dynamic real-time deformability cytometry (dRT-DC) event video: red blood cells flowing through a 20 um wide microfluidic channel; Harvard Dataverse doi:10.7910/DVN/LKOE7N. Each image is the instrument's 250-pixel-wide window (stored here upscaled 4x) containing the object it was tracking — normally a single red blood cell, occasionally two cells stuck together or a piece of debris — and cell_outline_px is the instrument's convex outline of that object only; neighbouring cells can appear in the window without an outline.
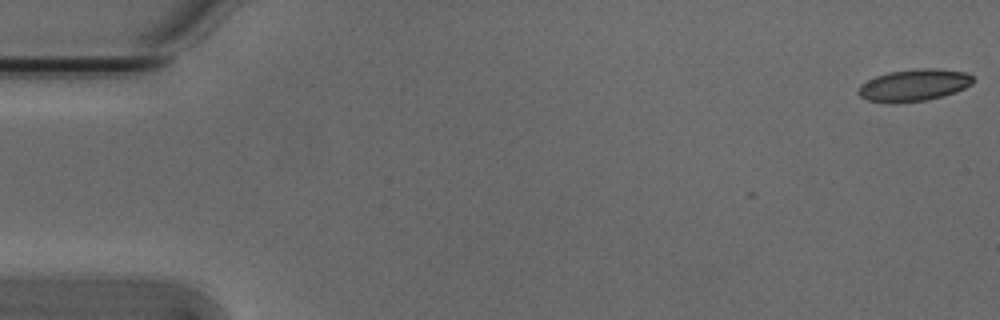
{"species": "Egyptian fruit bat (a non-hibernating species)", "species_latin": "Rousettus aegyptiacus", "temperature_condition": "cold", "stored_images_in_passage": 6, "camera_frame_rate_fps": 3000, "um_per_image_px": 0.085, "animal": {"sex": "male"}, "frame": {"image": 1, "passage_image": 1, "time_ms": 0.0, "image_size_px": [1000, 320], "cell_outline_px": [[972, 84], [956, 92], [928, 100], [888, 104], [868, 100], [860, 96], [856, 92], [860, 84], [876, 76], [888, 72], [916, 68], [936, 68], [964, 72], [972, 76]], "centroid_in_image_um": [77.64, 7.25], "position_along_channel_um": 7.4, "area_um2": 21.56}}
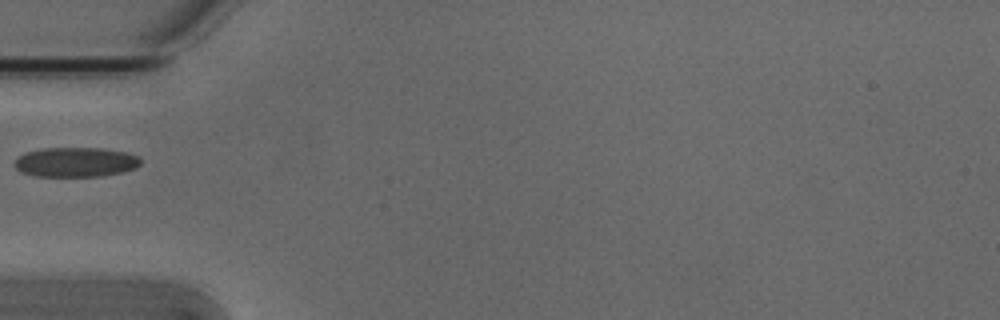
{"frame": {"image": 2, "passage_image": 5, "time_ms": 1.333, "image_size_px": [1000, 320], "cell_outline_px": [[140, 164], [136, 168], [120, 172], [100, 176], [32, 176], [20, 172], [16, 168], [16, 160], [24, 152], [40, 148], [100, 148], [124, 152], [140, 156]], "centroid_in_image_um": [6.41, 13.78], "position_along_channel_um": 78.6, "area_um2": 21.73}}
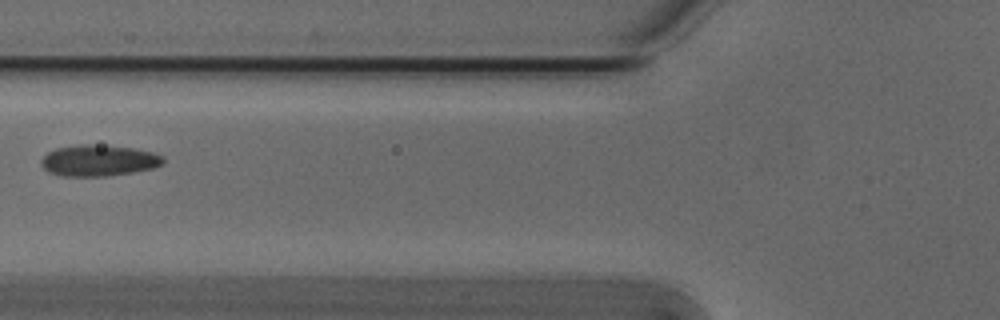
{"frame": {"image": 3, "passage_image": 6, "time_ms": 1.667, "image_size_px": [1000, 320], "cell_outline_px": [[164, 164], [152, 168], [132, 172], [104, 176], [60, 176], [48, 172], [40, 164], [40, 160], [48, 152], [56, 148], [80, 144], [88, 144], [132, 148], [152, 152], [164, 156]], "centroid_in_image_um": [8.36, 13.65], "position_along_channel_um": 117.4, "area_um2": 22.14}}